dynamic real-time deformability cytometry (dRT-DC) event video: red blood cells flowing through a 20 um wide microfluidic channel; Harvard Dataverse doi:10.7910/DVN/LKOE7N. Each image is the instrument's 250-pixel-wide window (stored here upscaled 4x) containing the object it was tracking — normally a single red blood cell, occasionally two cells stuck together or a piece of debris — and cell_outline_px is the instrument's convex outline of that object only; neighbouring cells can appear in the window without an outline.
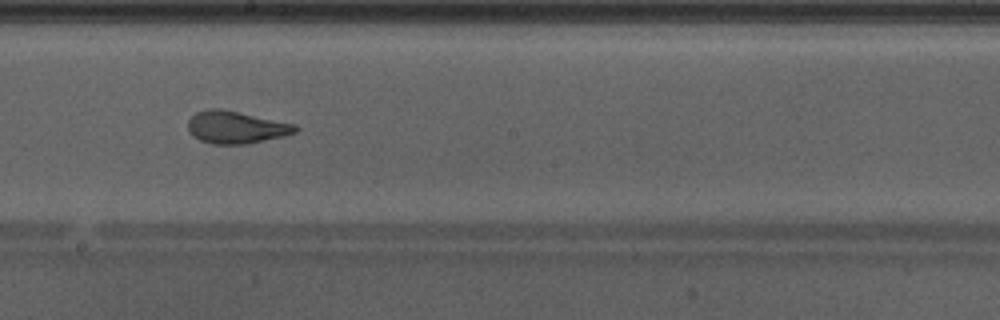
{"species": "Egyptian fruit bat (a non-hibernating species)", "species_latin": "Rousettus aegyptiacus", "temperature_condition": "warm", "stored_images_in_passage": 40, "camera_frame_rate_fps": 3000, "um_per_image_px": 0.085, "animal": {"sex": "male"}, "frame": {"image": 1, "passage_image": 18, "time_ms": 5.667, "image_size_px": [1000, 320], "cell_outline_px": [[300, 128], [296, 132], [284, 136], [244, 144], [212, 144], [200, 140], [188, 128], [188, 120], [196, 112], [208, 108], [220, 108], [296, 124]], "centroid_in_image_um": [20.09, 10.81], "position_along_channel_um": 228.1, "area_um2": 20.11}, "authors_computed_cell_mechanics": {"area_um2": 21.1259, "velocity_mm_per_s": 4.2825, "shape_relaxation_time_tau1_ms": 4.4105, "shape_relaxation_time_tau2_ms": 1.0155, "deformation_change_tau1": 0.1821, "deformation_change_tau2": 0.0759}}